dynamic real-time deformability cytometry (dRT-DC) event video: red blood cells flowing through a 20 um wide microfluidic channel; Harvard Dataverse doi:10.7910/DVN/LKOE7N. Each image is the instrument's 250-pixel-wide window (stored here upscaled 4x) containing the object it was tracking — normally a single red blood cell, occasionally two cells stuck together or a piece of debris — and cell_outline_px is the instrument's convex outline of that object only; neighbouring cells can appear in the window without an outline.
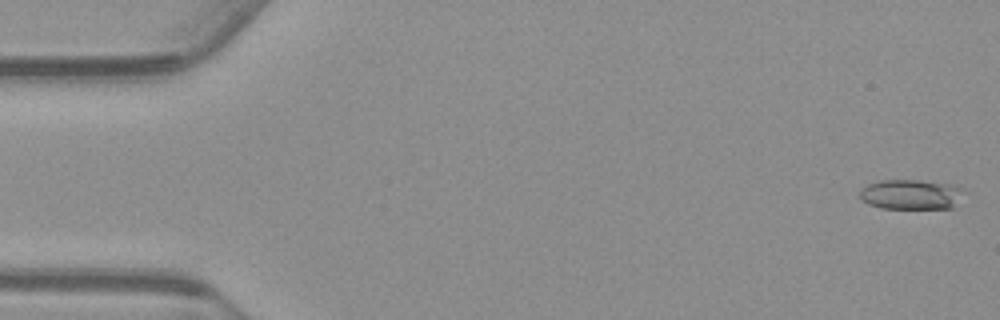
{"species": "common noctule bat (a hibernating species)", "species_latin": "Nyctalus noctula", "temperature_condition": "warm", "stored_images_in_passage": 55, "camera_frame_rate_fps": 3000, "um_per_image_px": 0.085, "animal": {"sex": "male", "body_mass_g": 23.1, "forearm_length_mm": 52.7}, "frame": {"image": 1, "passage_image": 1, "time_ms": 0.0, "image_size_px": [1000, 320], "cell_outline_px": [[964, 188], [952, 208], [880, 208], [868, 204], [860, 200], [860, 188], [868, 184], [880, 180], [916, 180], [960, 184]], "centroid_in_image_um": [77.41, 16.51], "position_along_channel_um": 7.6, "area_um2": 18.32}}
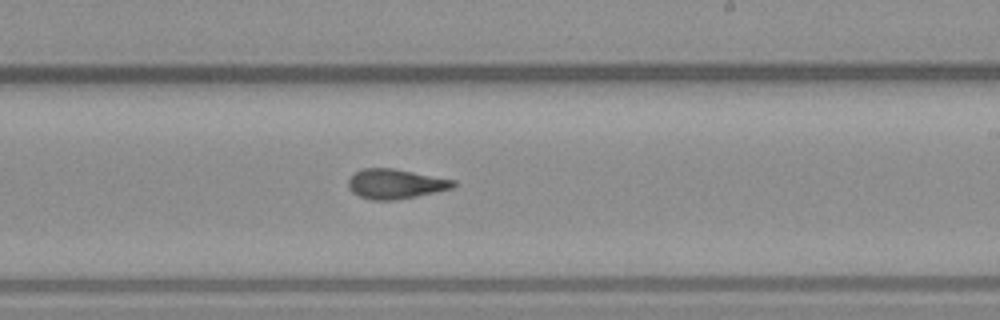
{"frame": {"image": 2, "passage_image": 32, "time_ms": 10.333, "image_size_px": [1000, 320], "cell_outline_px": [[456, 184], [452, 188], [416, 196], [396, 200], [372, 200], [360, 196], [352, 192], [348, 188], [348, 180], [356, 172], [364, 168], [392, 168], [456, 180]], "centroid_in_image_um": [33.6, 15.63], "position_along_channel_um": 255.4, "area_um2": 18.03}}
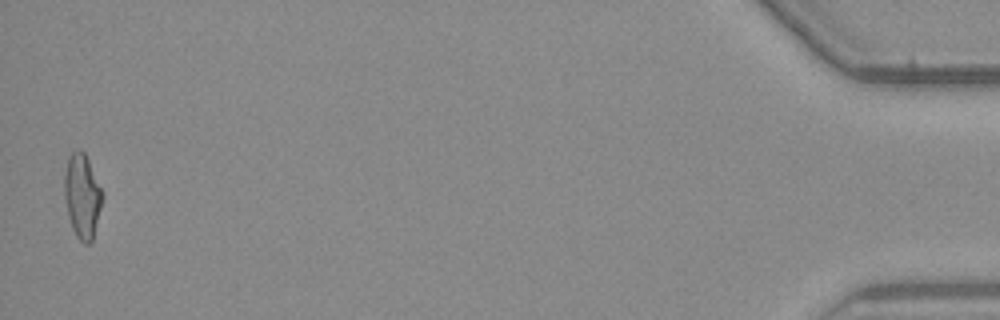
{"frame": {"image": 3, "passage_image": 54, "time_ms": 17.667, "image_size_px": [1000, 320], "cell_outline_px": [[104, 196], [92, 240], [88, 244], [84, 244], [76, 236], [72, 228], [68, 216], [64, 196], [64, 176], [68, 156], [72, 152], [80, 148], [84, 152], [104, 192]], "centroid_in_image_um": [6.99, 16.64], "position_along_channel_um": 428.2, "area_um2": 18.79}, "authors_computed_cell_mechanics": {"area_um2": 18.0336, "velocity_mm_per_s": 3.753, "shape_relaxation_time_tau1_ms": null, "shape_relaxation_time_tau2_ms": 2.5088, "deformation_change_tau1": null, "deformation_change_tau2": 0.1102}}